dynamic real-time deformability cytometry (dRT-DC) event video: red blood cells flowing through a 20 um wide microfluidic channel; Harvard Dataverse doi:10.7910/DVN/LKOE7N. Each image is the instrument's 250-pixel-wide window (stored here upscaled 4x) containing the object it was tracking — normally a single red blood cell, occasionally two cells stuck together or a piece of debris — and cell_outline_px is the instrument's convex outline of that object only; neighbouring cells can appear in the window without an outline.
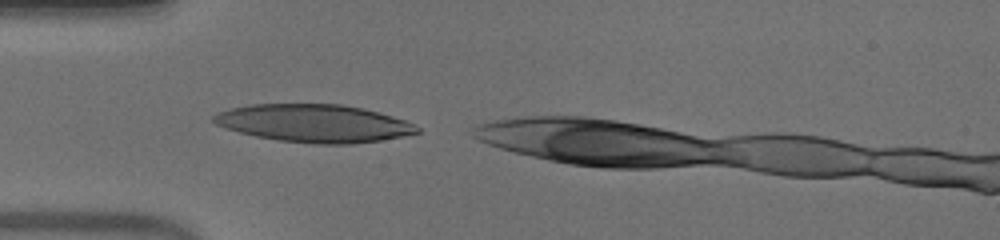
{"species": "human", "species_latin": "Homo sapiens", "temperature_condition": "warm", "stored_images_in_passage": 27, "camera_frame_rate_fps": 3000, "um_per_image_px": 0.085, "donor": {"sex": "male"}, "frame": {"image": 1, "passage_image": 1, "time_ms": 0.0, "image_size_px": [1000, 240], "cell_outline_px": [[420, 132], [380, 140], [352, 144], [312, 144], [276, 140], [256, 136], [224, 128], [216, 124], [212, 120], [212, 116], [220, 112], [232, 108], [248, 104], [340, 104], [364, 108], [392, 116], [416, 124], [420, 128]], "centroid_in_image_um": [26.69, 10.48], "position_along_channel_um": 58.3, "area_um2": 44.85}}
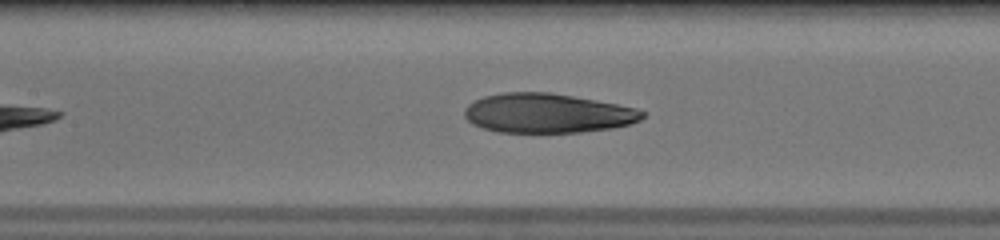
{"frame": {"image": 2, "passage_image": 9, "time_ms": 2.667, "image_size_px": [1000, 240], "cell_outline_px": [[644, 116], [640, 120], [632, 124], [612, 128], [580, 132], [500, 132], [484, 128], [472, 124], [464, 116], [464, 108], [468, 104], [484, 96], [504, 92], [552, 92], [596, 100], [636, 108], [644, 112]], "centroid_in_image_um": [46.53, 9.62], "position_along_channel_um": 160.9, "area_um2": 40.86}}
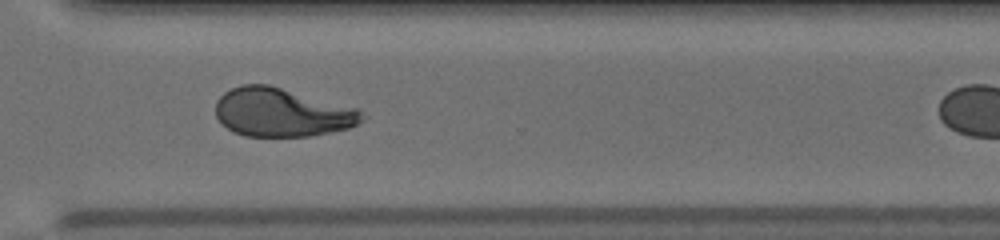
{"frame": {"image": 3, "passage_image": 23, "time_ms": 7.333, "image_size_px": [1000, 240], "cell_outline_px": [[368, 116], [364, 120], [348, 128], [312, 136], [244, 136], [232, 132], [216, 116], [216, 100], [224, 92], [240, 84], [268, 84], [356, 108]], "centroid_in_image_um": [23.95, 9.55], "position_along_channel_um": 346.7, "area_um2": 41.38}}